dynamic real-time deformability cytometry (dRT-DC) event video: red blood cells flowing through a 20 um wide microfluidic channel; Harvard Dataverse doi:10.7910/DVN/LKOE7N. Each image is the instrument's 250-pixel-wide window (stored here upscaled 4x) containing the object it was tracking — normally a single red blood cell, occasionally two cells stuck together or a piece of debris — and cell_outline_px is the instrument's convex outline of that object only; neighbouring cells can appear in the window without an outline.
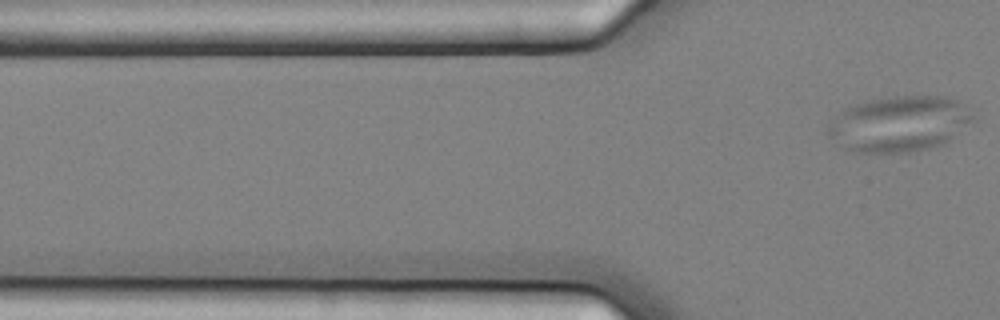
{"species": "common noctule bat (a hibernating species)", "species_latin": "Nyctalus noctula", "temperature_condition": "cold", "stored_images_in_passage": 7, "camera_frame_rate_fps": 3000, "um_per_image_px": 0.085, "animal": {"sex": "female", "body_mass_g": 25.1}, "frame": {"image": 1, "passage_image": 7, "time_ms": 2.0, "image_size_px": [1000, 320], "cell_outline_px": [[976, 120], [944, 144], [928, 148], [908, 152], [860, 152], [844, 148], [828, 136], [824, 132], [832, 120], [844, 108], [868, 100], [896, 96], [944, 96], [956, 100]], "centroid_in_image_um": [76.41, 10.53], "position_along_channel_um": 49.4, "area_um2": 46.7}}